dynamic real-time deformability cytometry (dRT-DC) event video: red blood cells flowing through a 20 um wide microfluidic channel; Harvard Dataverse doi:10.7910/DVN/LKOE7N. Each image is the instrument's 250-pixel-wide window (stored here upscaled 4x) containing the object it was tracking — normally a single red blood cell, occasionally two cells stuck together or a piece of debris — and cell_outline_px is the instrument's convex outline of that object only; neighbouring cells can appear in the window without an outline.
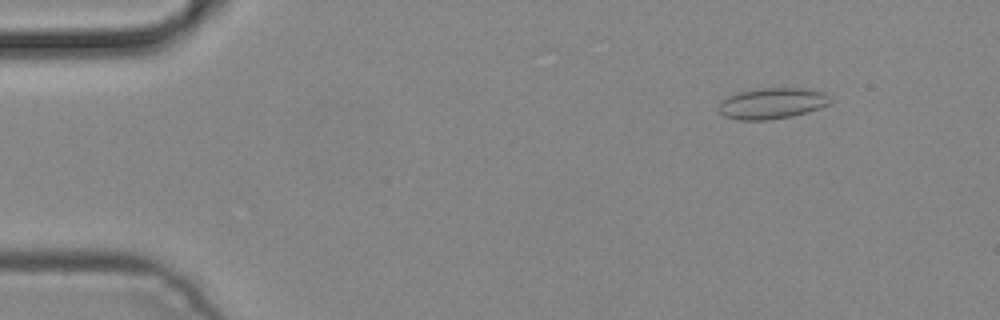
{"species": "common noctule bat (a hibernating species)", "species_latin": "Nyctalus noctula", "temperature_condition": "cold", "stored_images_in_passage": 14, "camera_frame_rate_fps": 3000, "um_per_image_px": 0.085, "animal": {"sex": "male", "body_mass_g": 19.2, "forearm_length_mm": 51.8}, "frame": {"image": 1, "passage_image": 3, "time_ms": 0.667, "image_size_px": [1000, 320], "cell_outline_px": [[832, 104], [808, 112], [792, 116], [768, 120], [736, 120], [724, 116], [720, 112], [720, 100], [728, 96], [740, 92], [760, 88], [804, 88], [824, 92], [832, 100]], "centroid_in_image_um": [65.66, 8.79], "position_along_channel_um": 19.3, "area_um2": 20.29}}